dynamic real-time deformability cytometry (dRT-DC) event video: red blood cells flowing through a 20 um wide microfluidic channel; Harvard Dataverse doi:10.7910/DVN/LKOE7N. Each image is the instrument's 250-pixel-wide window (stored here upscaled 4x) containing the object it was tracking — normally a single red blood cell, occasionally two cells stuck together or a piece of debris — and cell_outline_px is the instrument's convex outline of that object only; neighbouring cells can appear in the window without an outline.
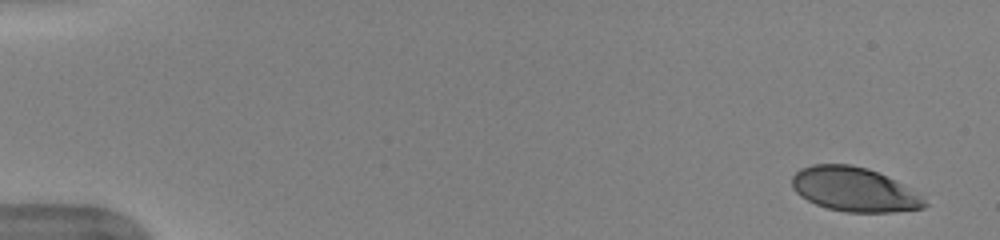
{"species": "human", "species_latin": "Homo sapiens", "temperature_condition": "warm", "stored_images_in_passage": 46, "camera_frame_rate_fps": 3000, "um_per_image_px": 0.085, "donor": {"sex": "female"}, "frame": {"image": 1, "passage_image": 1, "time_ms": 0.0, "image_size_px": [1000, 240], "cell_outline_px": [[928, 204], [924, 208], [892, 212], [844, 212], [828, 208], [816, 204], [800, 196], [792, 188], [792, 176], [800, 168], [812, 164], [852, 164], [868, 168], [900, 184], [920, 196]], "centroid_in_image_um": [72.54, 16.1], "position_along_channel_um": 12.5, "area_um2": 33.76}}
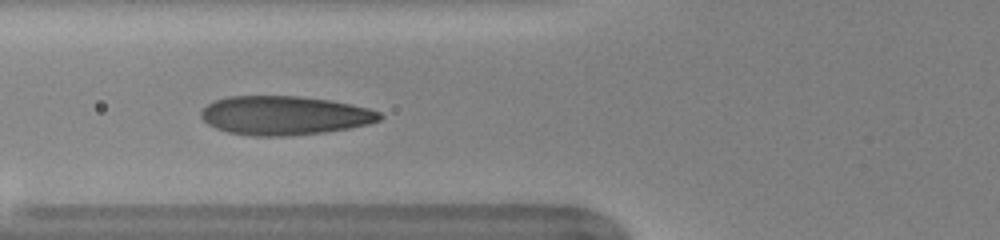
{"frame": {"image": 2, "passage_image": 19, "time_ms": 6.0, "image_size_px": [1000, 240], "cell_outline_px": [[384, 116], [380, 120], [368, 124], [348, 128], [324, 132], [284, 136], [256, 136], [228, 132], [216, 128], [208, 124], [200, 116], [200, 112], [208, 104], [216, 100], [228, 96], [296, 96], [328, 100], [352, 104], [368, 108], [380, 112]], "centroid_in_image_um": [24.19, 9.81], "position_along_channel_um": 101.6, "area_um2": 40.34}}
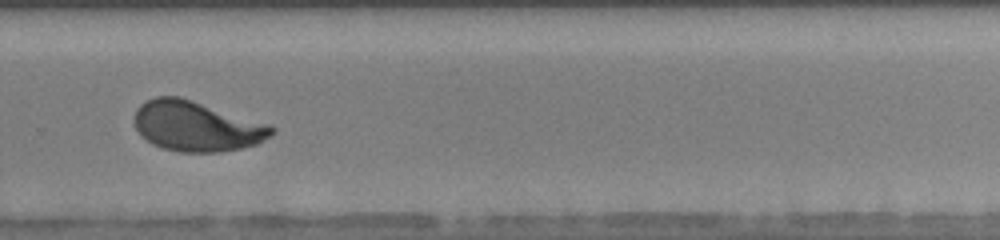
{"frame": {"image": 3, "passage_image": 35, "time_ms": 11.333, "image_size_px": [1000, 240], "cell_outline_px": [[276, 132], [272, 136], [260, 144], [220, 152], [180, 152], [164, 148], [152, 144], [140, 136], [132, 120], [136, 108], [140, 104], [156, 96], [180, 96], [268, 124], [276, 128]], "centroid_in_image_um": [16.7, 10.73], "position_along_channel_um": 313.1, "area_um2": 40.46}, "authors_computed_cell_mechanics": {"area_um2": 39.5063, "velocity_mm_per_s": 3.9657, "shape_relaxation_time_tau1_ms": 2.7378, "shape_relaxation_time_tau2_ms": null, "deformation_change_tau1": 0.1709, "deformation_change_tau2": null}}